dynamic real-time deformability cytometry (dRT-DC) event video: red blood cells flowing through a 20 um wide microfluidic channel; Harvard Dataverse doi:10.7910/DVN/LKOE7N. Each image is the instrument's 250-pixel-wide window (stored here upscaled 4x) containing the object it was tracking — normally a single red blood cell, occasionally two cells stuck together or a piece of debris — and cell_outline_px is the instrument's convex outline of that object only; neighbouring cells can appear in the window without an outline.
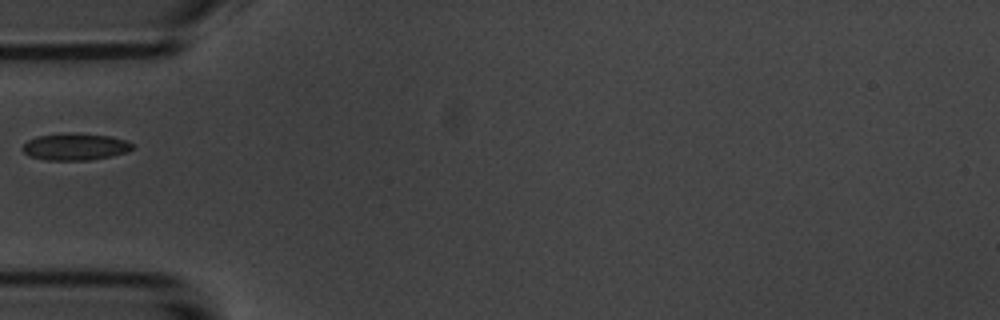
{"species": "common noctule bat (a hibernating species)", "species_latin": "Nyctalus noctula", "temperature_condition": "room temperature", "stored_images_in_passage": 37, "camera_frame_rate_fps": 3000, "um_per_image_px": 0.085, "animal": {"sex": "male", "body_mass_g": 20.1, "forearm_length_mm": 53.5}, "frame": {"image": 1, "passage_image": 1, "time_ms": 0.0, "image_size_px": [1000, 320], "cell_outline_px": [[132, 148], [128, 152], [112, 156], [88, 160], [44, 160], [28, 156], [20, 148], [28, 140], [36, 136], [64, 132], [72, 132], [108, 136], [124, 140], [132, 144]], "centroid_in_image_um": [6.33, 12.47], "position_along_channel_um": 78.7, "area_um2": 17.4}}
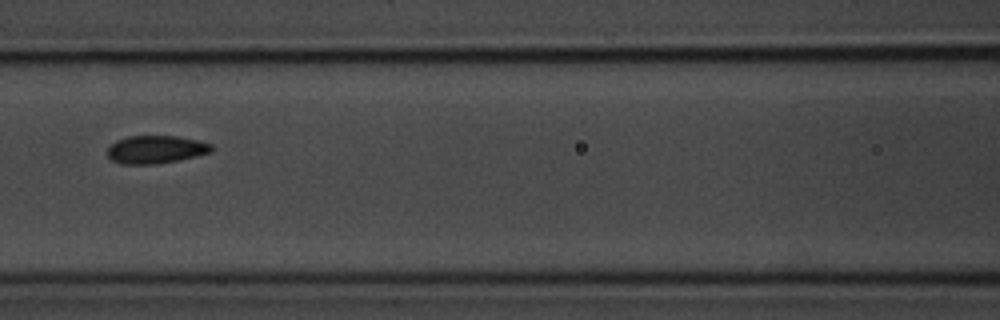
{"frame": {"image": 2, "passage_image": 7, "time_ms": 2.0, "image_size_px": [1000, 320], "cell_outline_px": [[212, 152], [196, 156], [160, 164], [120, 164], [112, 160], [108, 156], [108, 148], [116, 140], [128, 136], [180, 136], [212, 144]], "centroid_in_image_um": [13.24, 12.71], "position_along_channel_um": 153.4, "area_um2": 16.99}}
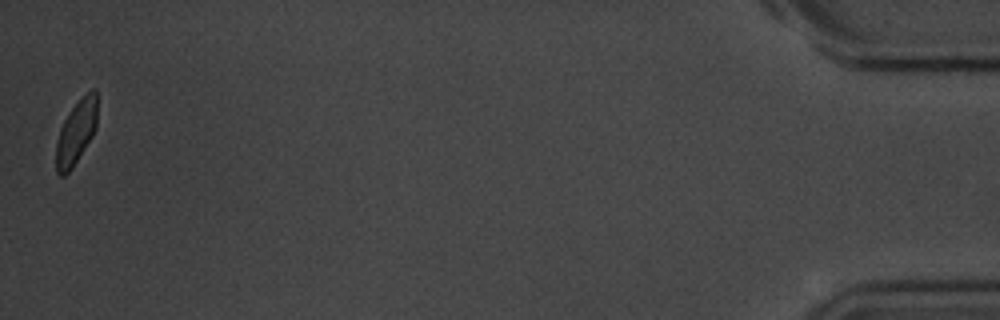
{"frame": {"image": 3, "passage_image": 37, "time_ms": 12.0, "image_size_px": [1000, 320], "cell_outline_px": [[96, 128], [92, 136], [72, 168], [64, 176], [60, 176], [56, 172], [56, 144], [60, 128], [64, 120], [72, 108], [92, 88], [96, 88]], "centroid_in_image_um": [6.46, 11.28], "position_along_channel_um": 428.7, "area_um2": 15.03}}